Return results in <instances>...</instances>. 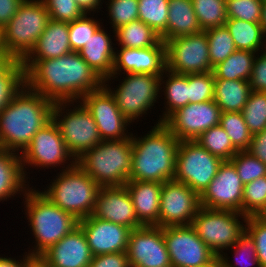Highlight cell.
<instances>
[{"label": "cell", "instance_id": "1", "mask_svg": "<svg viewBox=\"0 0 266 267\" xmlns=\"http://www.w3.org/2000/svg\"><path fill=\"white\" fill-rule=\"evenodd\" d=\"M21 64L24 84L53 103H77L82 96L104 85V80L84 61L79 52L53 59L23 60Z\"/></svg>", "mask_w": 266, "mask_h": 267}, {"label": "cell", "instance_id": "2", "mask_svg": "<svg viewBox=\"0 0 266 267\" xmlns=\"http://www.w3.org/2000/svg\"><path fill=\"white\" fill-rule=\"evenodd\" d=\"M54 103L25 84L0 112V149L20 154L52 120Z\"/></svg>", "mask_w": 266, "mask_h": 267}, {"label": "cell", "instance_id": "3", "mask_svg": "<svg viewBox=\"0 0 266 267\" xmlns=\"http://www.w3.org/2000/svg\"><path fill=\"white\" fill-rule=\"evenodd\" d=\"M146 136L133 137L129 180L164 183L173 180L180 141L163 123H156Z\"/></svg>", "mask_w": 266, "mask_h": 267}, {"label": "cell", "instance_id": "4", "mask_svg": "<svg viewBox=\"0 0 266 267\" xmlns=\"http://www.w3.org/2000/svg\"><path fill=\"white\" fill-rule=\"evenodd\" d=\"M23 198H25V215L27 220L29 219L36 241L33 250L30 249L28 252L33 257H40L78 226V219L53 204L35 188H28Z\"/></svg>", "mask_w": 266, "mask_h": 267}, {"label": "cell", "instance_id": "5", "mask_svg": "<svg viewBox=\"0 0 266 267\" xmlns=\"http://www.w3.org/2000/svg\"><path fill=\"white\" fill-rule=\"evenodd\" d=\"M76 163L100 186H124L132 169V135L121 140H102Z\"/></svg>", "mask_w": 266, "mask_h": 267}, {"label": "cell", "instance_id": "6", "mask_svg": "<svg viewBox=\"0 0 266 267\" xmlns=\"http://www.w3.org/2000/svg\"><path fill=\"white\" fill-rule=\"evenodd\" d=\"M61 171L41 193L78 220L92 215L101 187L77 163Z\"/></svg>", "mask_w": 266, "mask_h": 267}, {"label": "cell", "instance_id": "7", "mask_svg": "<svg viewBox=\"0 0 266 267\" xmlns=\"http://www.w3.org/2000/svg\"><path fill=\"white\" fill-rule=\"evenodd\" d=\"M49 20L50 15L41 0H24L4 27L8 56L22 62L35 47Z\"/></svg>", "mask_w": 266, "mask_h": 267}, {"label": "cell", "instance_id": "8", "mask_svg": "<svg viewBox=\"0 0 266 267\" xmlns=\"http://www.w3.org/2000/svg\"><path fill=\"white\" fill-rule=\"evenodd\" d=\"M247 218L241 212L200 207L191 226L199 238L219 256L223 250H230L246 231Z\"/></svg>", "mask_w": 266, "mask_h": 267}, {"label": "cell", "instance_id": "9", "mask_svg": "<svg viewBox=\"0 0 266 267\" xmlns=\"http://www.w3.org/2000/svg\"><path fill=\"white\" fill-rule=\"evenodd\" d=\"M71 104L73 102H55L52 119L60 130L67 150L77 160L88 149L97 146L102 139L95 120L88 110L81 103L77 105L78 107L74 106L73 109H66Z\"/></svg>", "mask_w": 266, "mask_h": 267}, {"label": "cell", "instance_id": "10", "mask_svg": "<svg viewBox=\"0 0 266 267\" xmlns=\"http://www.w3.org/2000/svg\"><path fill=\"white\" fill-rule=\"evenodd\" d=\"M222 162L195 140L180 141L173 180L186 184L200 196L216 176Z\"/></svg>", "mask_w": 266, "mask_h": 267}, {"label": "cell", "instance_id": "11", "mask_svg": "<svg viewBox=\"0 0 266 267\" xmlns=\"http://www.w3.org/2000/svg\"><path fill=\"white\" fill-rule=\"evenodd\" d=\"M126 78L112 90L104 83L116 100L122 114L131 122L147 114L156 99L160 97V76L162 74L125 73ZM109 87V88H108ZM116 89V90H115Z\"/></svg>", "mask_w": 266, "mask_h": 267}, {"label": "cell", "instance_id": "12", "mask_svg": "<svg viewBox=\"0 0 266 267\" xmlns=\"http://www.w3.org/2000/svg\"><path fill=\"white\" fill-rule=\"evenodd\" d=\"M20 155L26 179H28L27 172L25 171L26 165H30V167L35 165L34 168L45 167L48 169L49 167L53 168L64 165V167L61 166L62 170H66L76 164V160L67 150L60 130L53 119L33 136L29 145ZM67 160L72 161H70L71 164L65 167V163H68L66 162Z\"/></svg>", "mask_w": 266, "mask_h": 267}, {"label": "cell", "instance_id": "13", "mask_svg": "<svg viewBox=\"0 0 266 267\" xmlns=\"http://www.w3.org/2000/svg\"><path fill=\"white\" fill-rule=\"evenodd\" d=\"M166 69L178 74L213 71L205 31L165 41Z\"/></svg>", "mask_w": 266, "mask_h": 267}, {"label": "cell", "instance_id": "14", "mask_svg": "<svg viewBox=\"0 0 266 267\" xmlns=\"http://www.w3.org/2000/svg\"><path fill=\"white\" fill-rule=\"evenodd\" d=\"M163 237L174 267H206L218 259L191 225L164 227Z\"/></svg>", "mask_w": 266, "mask_h": 267}, {"label": "cell", "instance_id": "15", "mask_svg": "<svg viewBox=\"0 0 266 267\" xmlns=\"http://www.w3.org/2000/svg\"><path fill=\"white\" fill-rule=\"evenodd\" d=\"M80 100L78 102L93 116L102 140H121L132 135L126 130L130 121L119 110L114 96L104 85Z\"/></svg>", "mask_w": 266, "mask_h": 267}, {"label": "cell", "instance_id": "16", "mask_svg": "<svg viewBox=\"0 0 266 267\" xmlns=\"http://www.w3.org/2000/svg\"><path fill=\"white\" fill-rule=\"evenodd\" d=\"M200 196L175 180L162 183L158 226L191 225L200 208Z\"/></svg>", "mask_w": 266, "mask_h": 267}, {"label": "cell", "instance_id": "17", "mask_svg": "<svg viewBox=\"0 0 266 267\" xmlns=\"http://www.w3.org/2000/svg\"><path fill=\"white\" fill-rule=\"evenodd\" d=\"M221 109L214 100L189 103L173 112L163 124L179 140H196L219 124Z\"/></svg>", "mask_w": 266, "mask_h": 267}, {"label": "cell", "instance_id": "18", "mask_svg": "<svg viewBox=\"0 0 266 267\" xmlns=\"http://www.w3.org/2000/svg\"><path fill=\"white\" fill-rule=\"evenodd\" d=\"M130 267H167L171 265L163 228L145 225L130 231L127 247Z\"/></svg>", "mask_w": 266, "mask_h": 267}, {"label": "cell", "instance_id": "19", "mask_svg": "<svg viewBox=\"0 0 266 267\" xmlns=\"http://www.w3.org/2000/svg\"><path fill=\"white\" fill-rule=\"evenodd\" d=\"M244 184L235 166L223 161L214 179L200 195V206L242 213Z\"/></svg>", "mask_w": 266, "mask_h": 267}, {"label": "cell", "instance_id": "20", "mask_svg": "<svg viewBox=\"0 0 266 267\" xmlns=\"http://www.w3.org/2000/svg\"><path fill=\"white\" fill-rule=\"evenodd\" d=\"M93 256L126 252L131 229L93 214L78 221Z\"/></svg>", "mask_w": 266, "mask_h": 267}, {"label": "cell", "instance_id": "21", "mask_svg": "<svg viewBox=\"0 0 266 267\" xmlns=\"http://www.w3.org/2000/svg\"><path fill=\"white\" fill-rule=\"evenodd\" d=\"M119 51V52H118ZM124 71L122 73V71ZM166 70V47L162 40L147 48H124L115 52L112 75L104 83L126 73L163 74ZM113 78V79H111Z\"/></svg>", "mask_w": 266, "mask_h": 267}, {"label": "cell", "instance_id": "22", "mask_svg": "<svg viewBox=\"0 0 266 267\" xmlns=\"http://www.w3.org/2000/svg\"><path fill=\"white\" fill-rule=\"evenodd\" d=\"M93 215L99 219L127 226L131 230L143 225L136 217L126 186L101 187Z\"/></svg>", "mask_w": 266, "mask_h": 267}, {"label": "cell", "instance_id": "23", "mask_svg": "<svg viewBox=\"0 0 266 267\" xmlns=\"http://www.w3.org/2000/svg\"><path fill=\"white\" fill-rule=\"evenodd\" d=\"M40 258L49 267H89L93 255L83 230L77 226Z\"/></svg>", "mask_w": 266, "mask_h": 267}, {"label": "cell", "instance_id": "24", "mask_svg": "<svg viewBox=\"0 0 266 267\" xmlns=\"http://www.w3.org/2000/svg\"><path fill=\"white\" fill-rule=\"evenodd\" d=\"M125 186L132 198L138 221L143 226H158L162 183L128 180Z\"/></svg>", "mask_w": 266, "mask_h": 267}, {"label": "cell", "instance_id": "25", "mask_svg": "<svg viewBox=\"0 0 266 267\" xmlns=\"http://www.w3.org/2000/svg\"><path fill=\"white\" fill-rule=\"evenodd\" d=\"M106 32L101 26L79 51L84 61L103 80L112 75L116 52L112 46L111 35Z\"/></svg>", "mask_w": 266, "mask_h": 267}, {"label": "cell", "instance_id": "26", "mask_svg": "<svg viewBox=\"0 0 266 267\" xmlns=\"http://www.w3.org/2000/svg\"><path fill=\"white\" fill-rule=\"evenodd\" d=\"M68 23L50 19L35 47L24 60H45L69 54Z\"/></svg>", "mask_w": 266, "mask_h": 267}, {"label": "cell", "instance_id": "27", "mask_svg": "<svg viewBox=\"0 0 266 267\" xmlns=\"http://www.w3.org/2000/svg\"><path fill=\"white\" fill-rule=\"evenodd\" d=\"M202 31L192 0H169L167 28L160 35L163 42Z\"/></svg>", "mask_w": 266, "mask_h": 267}, {"label": "cell", "instance_id": "28", "mask_svg": "<svg viewBox=\"0 0 266 267\" xmlns=\"http://www.w3.org/2000/svg\"><path fill=\"white\" fill-rule=\"evenodd\" d=\"M26 181L20 154L0 149V201L17 193L24 196L30 188Z\"/></svg>", "mask_w": 266, "mask_h": 267}, {"label": "cell", "instance_id": "29", "mask_svg": "<svg viewBox=\"0 0 266 267\" xmlns=\"http://www.w3.org/2000/svg\"><path fill=\"white\" fill-rule=\"evenodd\" d=\"M250 93L249 81L215 79L214 101L222 112H241Z\"/></svg>", "mask_w": 266, "mask_h": 267}, {"label": "cell", "instance_id": "30", "mask_svg": "<svg viewBox=\"0 0 266 267\" xmlns=\"http://www.w3.org/2000/svg\"><path fill=\"white\" fill-rule=\"evenodd\" d=\"M164 76L167 77L166 80ZM162 84H165L162 86L164 88L162 91L167 101L164 103L166 110L158 120L159 123H163L177 109L189 104V74L173 73L166 69L160 76V90Z\"/></svg>", "mask_w": 266, "mask_h": 267}, {"label": "cell", "instance_id": "31", "mask_svg": "<svg viewBox=\"0 0 266 267\" xmlns=\"http://www.w3.org/2000/svg\"><path fill=\"white\" fill-rule=\"evenodd\" d=\"M225 26L233 38L236 49L255 53L263 51V47L266 49V38L260 23L227 18Z\"/></svg>", "mask_w": 266, "mask_h": 267}, {"label": "cell", "instance_id": "32", "mask_svg": "<svg viewBox=\"0 0 266 267\" xmlns=\"http://www.w3.org/2000/svg\"><path fill=\"white\" fill-rule=\"evenodd\" d=\"M256 56L255 52L236 49L213 67L214 79L249 81Z\"/></svg>", "mask_w": 266, "mask_h": 267}, {"label": "cell", "instance_id": "33", "mask_svg": "<svg viewBox=\"0 0 266 267\" xmlns=\"http://www.w3.org/2000/svg\"><path fill=\"white\" fill-rule=\"evenodd\" d=\"M113 37L124 48H147L157 45L160 35L139 19L117 28Z\"/></svg>", "mask_w": 266, "mask_h": 267}, {"label": "cell", "instance_id": "34", "mask_svg": "<svg viewBox=\"0 0 266 267\" xmlns=\"http://www.w3.org/2000/svg\"><path fill=\"white\" fill-rule=\"evenodd\" d=\"M195 141L223 161H230L238 152L232 145L225 130L219 124L203 132Z\"/></svg>", "mask_w": 266, "mask_h": 267}, {"label": "cell", "instance_id": "35", "mask_svg": "<svg viewBox=\"0 0 266 267\" xmlns=\"http://www.w3.org/2000/svg\"><path fill=\"white\" fill-rule=\"evenodd\" d=\"M192 4L203 31L225 25L226 0H192Z\"/></svg>", "mask_w": 266, "mask_h": 267}, {"label": "cell", "instance_id": "36", "mask_svg": "<svg viewBox=\"0 0 266 267\" xmlns=\"http://www.w3.org/2000/svg\"><path fill=\"white\" fill-rule=\"evenodd\" d=\"M219 125L225 130L232 145L238 151L249 148L253 135L249 131L241 112H222Z\"/></svg>", "mask_w": 266, "mask_h": 267}, {"label": "cell", "instance_id": "37", "mask_svg": "<svg viewBox=\"0 0 266 267\" xmlns=\"http://www.w3.org/2000/svg\"><path fill=\"white\" fill-rule=\"evenodd\" d=\"M169 0H138V19L161 35L167 28Z\"/></svg>", "mask_w": 266, "mask_h": 267}, {"label": "cell", "instance_id": "38", "mask_svg": "<svg viewBox=\"0 0 266 267\" xmlns=\"http://www.w3.org/2000/svg\"><path fill=\"white\" fill-rule=\"evenodd\" d=\"M205 32L208 39L210 64L214 67L229 57L236 48L225 25L207 29Z\"/></svg>", "mask_w": 266, "mask_h": 267}, {"label": "cell", "instance_id": "39", "mask_svg": "<svg viewBox=\"0 0 266 267\" xmlns=\"http://www.w3.org/2000/svg\"><path fill=\"white\" fill-rule=\"evenodd\" d=\"M241 113L252 135L263 131L266 128V92L251 91Z\"/></svg>", "mask_w": 266, "mask_h": 267}, {"label": "cell", "instance_id": "40", "mask_svg": "<svg viewBox=\"0 0 266 267\" xmlns=\"http://www.w3.org/2000/svg\"><path fill=\"white\" fill-rule=\"evenodd\" d=\"M232 248L234 249L232 250ZM230 249L234 252L233 255L236 259L235 260L236 262L233 261L235 263L233 265V262L231 263L230 260L228 261L229 258H227L225 253L222 252L223 254H220L218 256V260H219L221 267H239L237 265H240L241 267L243 266L249 267L255 264H256V267H261L259 264L257 255H256L255 242L247 231H245L240 236L237 242ZM243 259L244 261H242Z\"/></svg>", "mask_w": 266, "mask_h": 267}, {"label": "cell", "instance_id": "41", "mask_svg": "<svg viewBox=\"0 0 266 267\" xmlns=\"http://www.w3.org/2000/svg\"><path fill=\"white\" fill-rule=\"evenodd\" d=\"M266 208V176L259 177L244 185L242 214L259 216Z\"/></svg>", "mask_w": 266, "mask_h": 267}, {"label": "cell", "instance_id": "42", "mask_svg": "<svg viewBox=\"0 0 266 267\" xmlns=\"http://www.w3.org/2000/svg\"><path fill=\"white\" fill-rule=\"evenodd\" d=\"M24 84V71L21 62L13 60L0 73V112L9 103L13 95Z\"/></svg>", "mask_w": 266, "mask_h": 267}, {"label": "cell", "instance_id": "43", "mask_svg": "<svg viewBox=\"0 0 266 267\" xmlns=\"http://www.w3.org/2000/svg\"><path fill=\"white\" fill-rule=\"evenodd\" d=\"M84 14L79 19L68 23L69 44L72 52H79L91 36L102 26L93 17Z\"/></svg>", "mask_w": 266, "mask_h": 267}, {"label": "cell", "instance_id": "44", "mask_svg": "<svg viewBox=\"0 0 266 267\" xmlns=\"http://www.w3.org/2000/svg\"><path fill=\"white\" fill-rule=\"evenodd\" d=\"M230 162L235 166L244 185L259 177L266 176V164L246 150L238 151Z\"/></svg>", "mask_w": 266, "mask_h": 267}, {"label": "cell", "instance_id": "45", "mask_svg": "<svg viewBox=\"0 0 266 267\" xmlns=\"http://www.w3.org/2000/svg\"><path fill=\"white\" fill-rule=\"evenodd\" d=\"M215 79L212 71L189 74V103L214 100Z\"/></svg>", "mask_w": 266, "mask_h": 267}, {"label": "cell", "instance_id": "46", "mask_svg": "<svg viewBox=\"0 0 266 267\" xmlns=\"http://www.w3.org/2000/svg\"><path fill=\"white\" fill-rule=\"evenodd\" d=\"M110 1V2H109ZM112 31L138 19V0H108Z\"/></svg>", "mask_w": 266, "mask_h": 267}, {"label": "cell", "instance_id": "47", "mask_svg": "<svg viewBox=\"0 0 266 267\" xmlns=\"http://www.w3.org/2000/svg\"><path fill=\"white\" fill-rule=\"evenodd\" d=\"M262 1L226 0L227 18H236L247 22H261Z\"/></svg>", "mask_w": 266, "mask_h": 267}, {"label": "cell", "instance_id": "48", "mask_svg": "<svg viewBox=\"0 0 266 267\" xmlns=\"http://www.w3.org/2000/svg\"><path fill=\"white\" fill-rule=\"evenodd\" d=\"M50 15V19L61 22H73L85 13L75 0H41Z\"/></svg>", "mask_w": 266, "mask_h": 267}, {"label": "cell", "instance_id": "49", "mask_svg": "<svg viewBox=\"0 0 266 267\" xmlns=\"http://www.w3.org/2000/svg\"><path fill=\"white\" fill-rule=\"evenodd\" d=\"M246 231L255 242L256 255L261 267H266V221L260 216H248Z\"/></svg>", "mask_w": 266, "mask_h": 267}, {"label": "cell", "instance_id": "50", "mask_svg": "<svg viewBox=\"0 0 266 267\" xmlns=\"http://www.w3.org/2000/svg\"><path fill=\"white\" fill-rule=\"evenodd\" d=\"M260 53L254 60L249 84L251 91L266 92V49Z\"/></svg>", "mask_w": 266, "mask_h": 267}, {"label": "cell", "instance_id": "51", "mask_svg": "<svg viewBox=\"0 0 266 267\" xmlns=\"http://www.w3.org/2000/svg\"><path fill=\"white\" fill-rule=\"evenodd\" d=\"M89 267H130V264L126 252H117L93 256Z\"/></svg>", "mask_w": 266, "mask_h": 267}, {"label": "cell", "instance_id": "52", "mask_svg": "<svg viewBox=\"0 0 266 267\" xmlns=\"http://www.w3.org/2000/svg\"><path fill=\"white\" fill-rule=\"evenodd\" d=\"M246 151L266 164V128L253 134L249 148Z\"/></svg>", "mask_w": 266, "mask_h": 267}, {"label": "cell", "instance_id": "53", "mask_svg": "<svg viewBox=\"0 0 266 267\" xmlns=\"http://www.w3.org/2000/svg\"><path fill=\"white\" fill-rule=\"evenodd\" d=\"M24 0H0V26L5 27Z\"/></svg>", "mask_w": 266, "mask_h": 267}, {"label": "cell", "instance_id": "54", "mask_svg": "<svg viewBox=\"0 0 266 267\" xmlns=\"http://www.w3.org/2000/svg\"><path fill=\"white\" fill-rule=\"evenodd\" d=\"M33 258L29 253L24 255L23 259L16 260L15 258L0 257V267H27L28 262Z\"/></svg>", "mask_w": 266, "mask_h": 267}, {"label": "cell", "instance_id": "55", "mask_svg": "<svg viewBox=\"0 0 266 267\" xmlns=\"http://www.w3.org/2000/svg\"><path fill=\"white\" fill-rule=\"evenodd\" d=\"M78 6L82 9V11L86 14H89L90 12L94 11L96 12V9H100L103 4L101 1L103 0H75Z\"/></svg>", "mask_w": 266, "mask_h": 267}, {"label": "cell", "instance_id": "56", "mask_svg": "<svg viewBox=\"0 0 266 267\" xmlns=\"http://www.w3.org/2000/svg\"><path fill=\"white\" fill-rule=\"evenodd\" d=\"M0 56H8L4 41V27L0 26Z\"/></svg>", "mask_w": 266, "mask_h": 267}, {"label": "cell", "instance_id": "57", "mask_svg": "<svg viewBox=\"0 0 266 267\" xmlns=\"http://www.w3.org/2000/svg\"><path fill=\"white\" fill-rule=\"evenodd\" d=\"M27 267H49L40 257H33Z\"/></svg>", "mask_w": 266, "mask_h": 267}, {"label": "cell", "instance_id": "58", "mask_svg": "<svg viewBox=\"0 0 266 267\" xmlns=\"http://www.w3.org/2000/svg\"><path fill=\"white\" fill-rule=\"evenodd\" d=\"M265 38H266V0L262 1L261 22H260Z\"/></svg>", "mask_w": 266, "mask_h": 267}, {"label": "cell", "instance_id": "59", "mask_svg": "<svg viewBox=\"0 0 266 267\" xmlns=\"http://www.w3.org/2000/svg\"><path fill=\"white\" fill-rule=\"evenodd\" d=\"M9 56H0V73L12 62Z\"/></svg>", "mask_w": 266, "mask_h": 267}, {"label": "cell", "instance_id": "60", "mask_svg": "<svg viewBox=\"0 0 266 267\" xmlns=\"http://www.w3.org/2000/svg\"><path fill=\"white\" fill-rule=\"evenodd\" d=\"M206 267H221V266H220L219 260L217 259L212 265L206 266Z\"/></svg>", "mask_w": 266, "mask_h": 267}, {"label": "cell", "instance_id": "61", "mask_svg": "<svg viewBox=\"0 0 266 267\" xmlns=\"http://www.w3.org/2000/svg\"><path fill=\"white\" fill-rule=\"evenodd\" d=\"M259 216L266 221V208L263 210V212Z\"/></svg>", "mask_w": 266, "mask_h": 267}]
</instances>
